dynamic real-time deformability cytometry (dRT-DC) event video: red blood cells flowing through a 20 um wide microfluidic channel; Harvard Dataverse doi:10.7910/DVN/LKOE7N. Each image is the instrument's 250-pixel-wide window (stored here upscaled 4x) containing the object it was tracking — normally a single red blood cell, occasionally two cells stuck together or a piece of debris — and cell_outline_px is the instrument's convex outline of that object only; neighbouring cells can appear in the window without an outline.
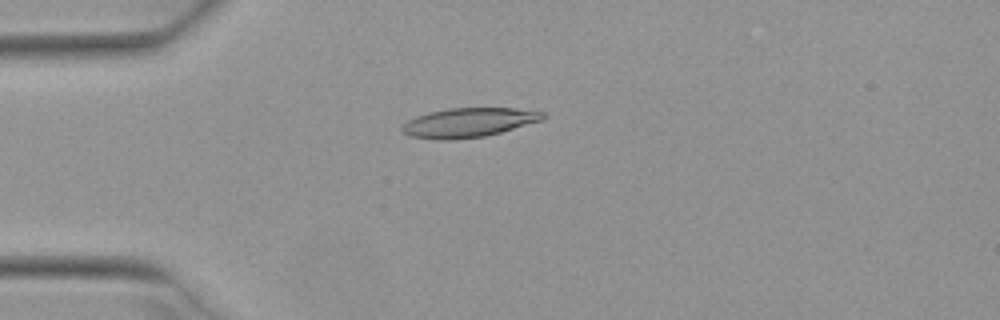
{"species": "Egyptian fruit bat (a non-hibernating species)", "species_latin": "Rousettus aegyptiacus", "temperature_condition": "warm", "stored_images_in_passage": 34, "camera_frame_rate_fps": 3000, "um_per_image_px": 0.085, "animal": {"sex": "female"}, "frame": {"image": 1, "passage_image": 6, "time_ms": 1.667, "image_size_px": [1000, 320], "cell_outline_px": [[548, 116], [544, 120], [500, 132], [484, 136], [452, 140], [440, 140], [412, 136], [400, 132], [400, 128], [408, 120], [416, 116], [428, 112], [448, 108], [516, 108], [544, 112]], "centroid_in_image_um": [39.85, 10.41], "position_along_channel_um": 45.2, "area_um2": 24.16}}
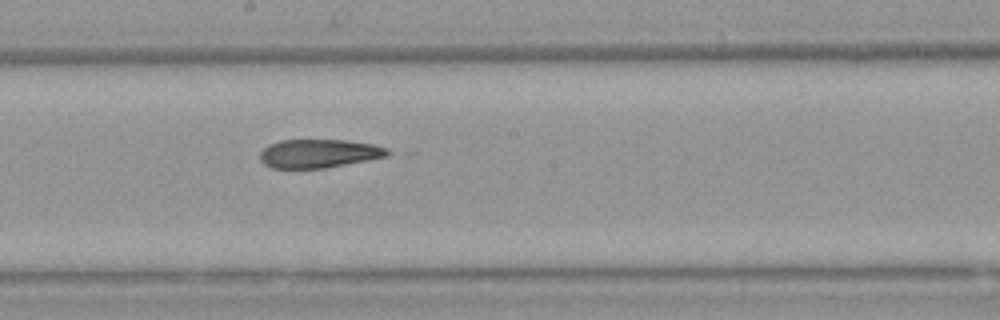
{"frame": {"image": 2, "passage_image": 21, "time_ms": 6.667, "image_size_px": [1000, 320], "cell_outline_px": [[396, 152], [388, 156], [368, 160], [324, 168], [272, 168], [264, 164], [260, 160], [260, 152], [268, 144], [280, 140], [344, 140], [372, 144], [388, 148]], "centroid_in_image_um": [27.14, 13.04], "position_along_channel_um": 221.1, "area_um2": 21.39}}
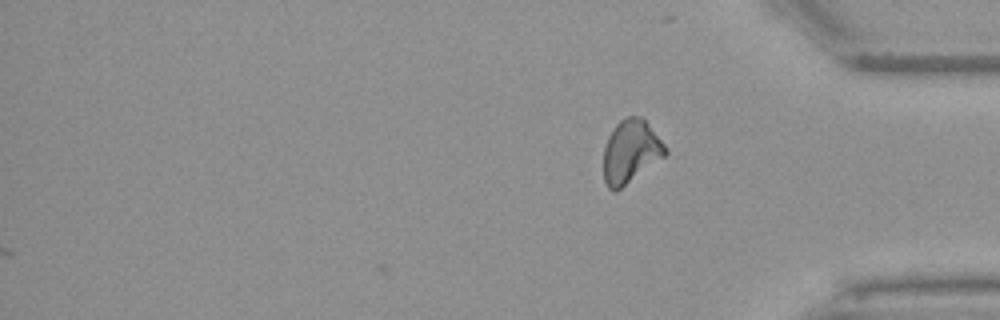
{"frame": {"image": 3, "passage_image": 34, "time_ms": 11.0, "image_size_px": [1000, 320], "cell_outline_px": [[668, 152], [664, 156], [616, 192], [612, 192], [608, 188], [604, 180], [604, 148], [608, 136], [616, 124], [620, 120], [628, 116], [640, 116], [648, 124], [668, 148]], "centroid_in_image_um": [53.59, 12.89], "position_along_channel_um": 381.6, "area_um2": 22.54}, "authors_computed_cell_mechanics": {"area_um2": 22.7732, "velocity_mm_per_s": 3.9323, "shape_relaxation_time_tau1_ms": null, "shape_relaxation_time_tau2_ms": 4.8436, "deformation_change_tau1": null, "deformation_change_tau2": 0.1419}}